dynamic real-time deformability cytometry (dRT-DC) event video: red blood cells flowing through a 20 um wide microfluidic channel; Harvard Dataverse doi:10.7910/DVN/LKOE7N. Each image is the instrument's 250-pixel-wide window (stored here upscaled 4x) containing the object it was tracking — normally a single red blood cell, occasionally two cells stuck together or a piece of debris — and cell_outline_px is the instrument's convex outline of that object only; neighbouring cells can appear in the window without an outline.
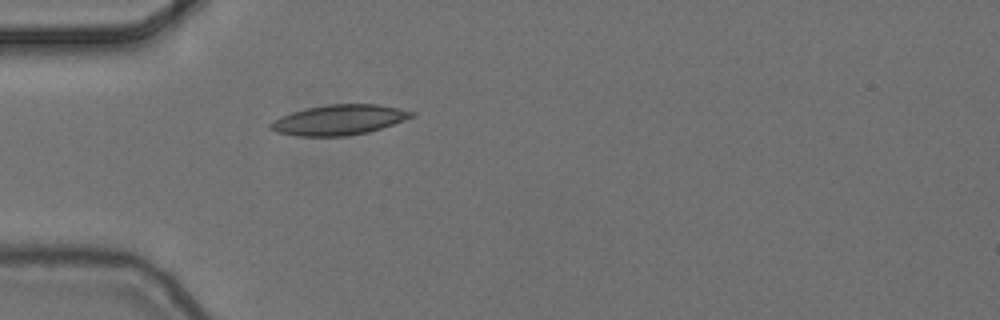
{"species": "common noctule bat (a hibernating species)", "species_latin": "Nyctalus noctula", "temperature_condition": "cold", "stored_images_in_passage": 1, "camera_frame_rate_fps": 3000, "um_per_image_px": 0.085, "animal": {"sex": "female", "body_mass_g": 24.6, "forearm_length_mm": 56.2}, "frame": {"image": 1, "passage_image": 1, "time_ms": 0.0, "image_size_px": [1000, 320], "cell_outline_px": [[416, 112], [412, 116], [404, 120], [368, 132], [344, 136], [296, 136], [276, 132], [268, 128], [268, 124], [272, 120], [280, 116], [292, 112], [308, 108], [328, 104], [376, 104]], "centroid_in_image_um": [28.74, 10.19], "position_along_channel_um": 56.3, "area_um2": 24.62}}